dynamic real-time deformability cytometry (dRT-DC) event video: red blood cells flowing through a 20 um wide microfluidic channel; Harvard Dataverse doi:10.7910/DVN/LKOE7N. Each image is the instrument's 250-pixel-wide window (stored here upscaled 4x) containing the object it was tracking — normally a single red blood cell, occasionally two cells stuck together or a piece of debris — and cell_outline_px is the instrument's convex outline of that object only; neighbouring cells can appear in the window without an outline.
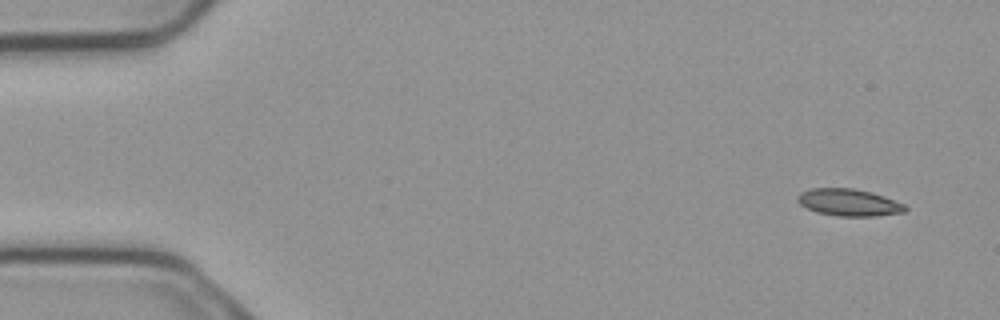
{"species": "common noctule bat (a hibernating species)", "species_latin": "Nyctalus noctula", "temperature_condition": "cold", "stored_images_in_passage": 4, "camera_frame_rate_fps": 3000, "um_per_image_px": 0.085, "animal": {"sex": "male", "body_mass_g": 23.1, "forearm_length_mm": 52.7}, "frame": {"image": 1, "passage_image": 1, "time_ms": 0.0, "image_size_px": [1000, 320], "cell_outline_px": [[908, 208], [904, 212], [876, 216], [836, 216], [816, 212], [800, 204], [796, 200], [796, 196], [800, 192], [812, 188], [852, 188], [884, 196], [904, 204]], "centroid_in_image_um": [72.12, 17.21], "position_along_channel_um": 12.9, "area_um2": 16.94}}